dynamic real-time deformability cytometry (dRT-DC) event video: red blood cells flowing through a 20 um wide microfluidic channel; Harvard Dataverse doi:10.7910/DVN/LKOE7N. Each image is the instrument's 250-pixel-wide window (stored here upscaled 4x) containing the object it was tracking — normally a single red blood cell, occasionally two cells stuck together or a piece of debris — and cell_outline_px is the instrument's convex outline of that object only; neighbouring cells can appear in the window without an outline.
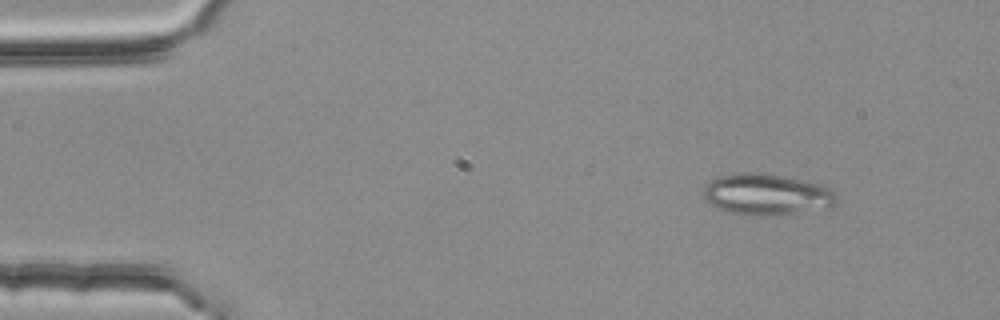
{"species": "common noctule bat (a hibernating species)", "species_latin": "Nyctalus noctula", "temperature_condition": "room temperature", "stored_images_in_passage": 3, "camera_frame_rate_fps": 3000, "um_per_image_px": 0.085, "animal": {"sex": "female", "body_mass_g": 25.1}, "frame": {"image": 1, "passage_image": 2, "time_ms": 0.333, "image_size_px": [1000, 320], "cell_outline_px": [[840, 200], [832, 208], [764, 216], [748, 216], [732, 212], [720, 208], [704, 200], [704, 188], [712, 180], [720, 176], [744, 172], [748, 172], [780, 176], [820, 184], [832, 188], [840, 196]], "centroid_in_image_um": [65.27, 16.55], "position_along_channel_um": 19.7, "area_um2": 31.91}}